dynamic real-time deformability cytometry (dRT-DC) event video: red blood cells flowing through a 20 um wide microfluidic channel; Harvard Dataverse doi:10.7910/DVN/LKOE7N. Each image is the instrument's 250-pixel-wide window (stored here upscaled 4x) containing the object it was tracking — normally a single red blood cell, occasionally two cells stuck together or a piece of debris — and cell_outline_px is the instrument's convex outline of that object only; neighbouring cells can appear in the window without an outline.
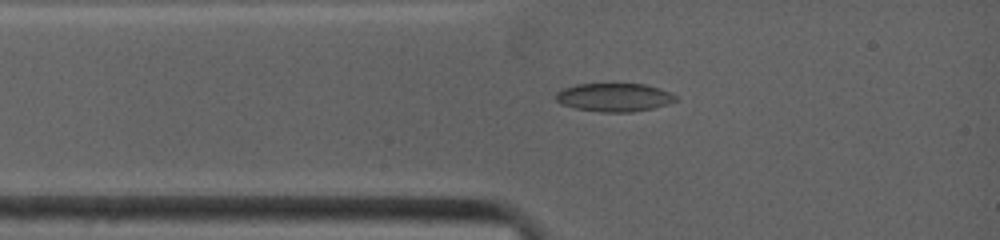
{"species": "common noctule bat (a hibernating species)", "species_latin": "Nyctalus noctula", "temperature_condition": "warm", "stored_images_in_passage": 59, "camera_frame_rate_fps": 4500, "um_per_image_px": 0.085, "animal": {"sex": "female", "body_mass_g": 19.0, "forearm_length_mm": 53.3}, "frame": {"image": 1, "passage_image": 3, "time_ms": 1.333, "image_size_px": [1000, 240], "cell_outline_px": [[676, 100], [668, 104], [652, 108], [632, 112], [600, 112], [576, 108], [560, 104], [556, 100], [556, 92], [564, 88], [576, 84], [644, 84], [660, 88], [676, 96]], "centroid_in_image_um": [52.18, 8.27], "position_along_channel_um": 32.8, "area_um2": 19.71}}
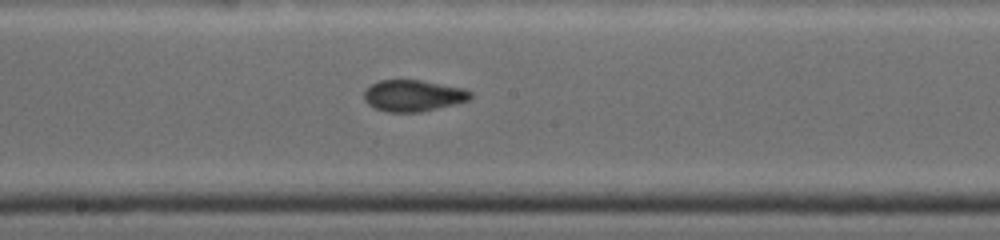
{"frame": {"image": 2, "passage_image": 18, "time_ms": 6.0, "image_size_px": [1000, 240], "cell_outline_px": [[472, 96], [468, 100], [460, 104], [420, 112], [388, 112], [376, 108], [368, 104], [364, 100], [364, 92], [372, 84], [380, 80], [420, 80], [464, 88], [472, 92]], "centroid_in_image_um": [35.17, 8.14], "position_along_channel_um": 213.0, "area_um2": 19.59}}
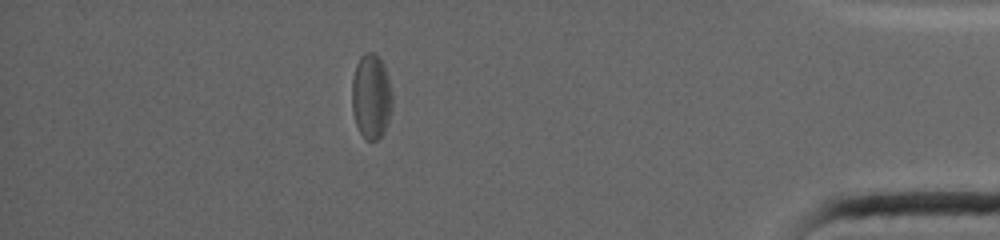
{"frame": {"image": 3, "passage_image": 44, "time_ms": 12.222, "image_size_px": [1000, 240], "cell_outline_px": [[392, 108], [384, 132], [376, 140], [364, 140], [356, 124], [352, 112], [352, 80], [356, 64], [360, 56], [364, 52], [372, 52], [384, 64], [388, 76], [392, 96]], "centroid_in_image_um": [31.54, 8.2], "position_along_channel_um": 403.7, "area_um2": 20.06}, "authors_computed_cell_mechanics": {"area_um2": 19.9988, "velocity_mm_per_s": 3.9209, "shape_relaxation_time_tau1_ms": null, "shape_relaxation_time_tau2_ms": 2.4341, "deformation_change_tau1": null, "deformation_change_tau2": 0.08}}